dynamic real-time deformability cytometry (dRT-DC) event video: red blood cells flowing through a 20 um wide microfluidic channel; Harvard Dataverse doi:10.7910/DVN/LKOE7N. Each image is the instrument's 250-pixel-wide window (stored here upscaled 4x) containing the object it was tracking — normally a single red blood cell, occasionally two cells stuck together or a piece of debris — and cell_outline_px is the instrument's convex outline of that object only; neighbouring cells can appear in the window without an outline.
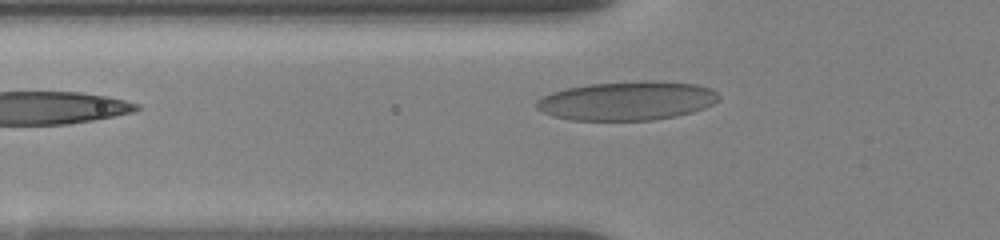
{"species": "human", "species_latin": "Homo sapiens", "temperature_condition": "room temperature", "stored_images_in_passage": 6, "camera_frame_rate_fps": 3000, "um_per_image_px": 0.085, "donor": {"sex": "female"}, "frame": {"image": 1, "passage_image": 6, "time_ms": 3.333, "image_size_px": [1000, 240], "cell_outline_px": [[720, 96], [712, 104], [704, 108], [692, 112], [676, 116], [652, 120], [572, 120], [556, 116], [544, 112], [536, 108], [536, 100], [552, 92], [564, 88], [588, 84], [644, 80], [652, 80], [696, 84], [712, 88]], "centroid_in_image_um": [53.31, 8.55], "position_along_channel_um": 72.5, "area_um2": 41.38}}